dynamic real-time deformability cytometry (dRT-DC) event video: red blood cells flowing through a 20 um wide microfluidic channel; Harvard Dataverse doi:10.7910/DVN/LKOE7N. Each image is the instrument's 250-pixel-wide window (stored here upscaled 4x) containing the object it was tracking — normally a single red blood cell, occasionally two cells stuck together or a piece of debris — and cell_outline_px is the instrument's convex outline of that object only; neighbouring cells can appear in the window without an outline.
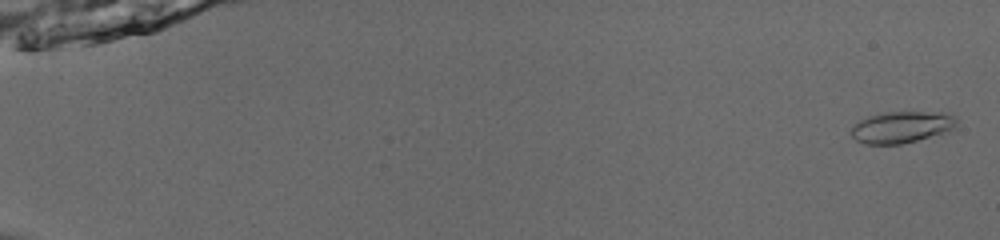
{"species": "common noctule bat (a hibernating species)", "species_latin": "Nyctalus noctula", "temperature_condition": "room temperature", "stored_images_in_passage": 53, "camera_frame_rate_fps": 3000, "um_per_image_px": 0.085, "animal": {"sex": "male", "body_mass_g": 13.0, "forearm_length_mm": 53.1}, "frame": {"image": 1, "passage_image": 2, "time_ms": 0.333, "image_size_px": [1000, 240], "cell_outline_px": [[956, 128], [948, 132], [900, 144], [864, 144], [856, 140], [848, 132], [860, 120], [868, 116], [884, 112], [948, 112], [956, 116]], "centroid_in_image_um": [76.66, 10.8], "position_along_channel_um": 8.3, "area_um2": 19.59}}
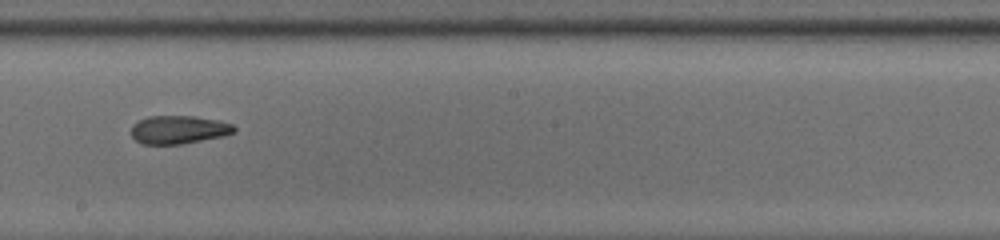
{"frame": {"image": 2, "passage_image": 33, "time_ms": 10.667, "image_size_px": [1000, 240], "cell_outline_px": [[236, 132], [224, 136], [180, 144], [144, 144], [136, 140], [132, 136], [132, 124], [148, 116], [196, 116], [220, 120], [232, 124], [236, 128]], "centroid_in_image_um": [15.22, 11.01], "position_along_channel_um": 233.0, "area_um2": 16.99}}
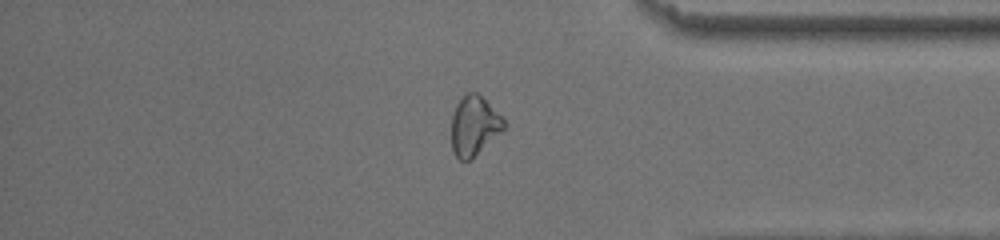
{"frame": {"image": 3, "passage_image": 46, "time_ms": 15.0, "image_size_px": [1000, 240], "cell_outline_px": [[508, 128], [504, 132], [472, 160], [460, 160], [456, 156], [452, 148], [452, 116], [456, 104], [468, 92], [476, 92], [508, 124]], "centroid_in_image_um": [40.34, 10.75], "position_along_channel_um": 394.9, "area_um2": 18.38}, "authors_computed_cell_mechanics": {"area_um2": 18.3804, "velocity_mm_per_s": 3.9664, "shape_relaxation_time_tau1_ms": null, "shape_relaxation_time_tau2_ms": 6.0777, "deformation_change_tau1": null, "deformation_change_tau2": 0.1269}}